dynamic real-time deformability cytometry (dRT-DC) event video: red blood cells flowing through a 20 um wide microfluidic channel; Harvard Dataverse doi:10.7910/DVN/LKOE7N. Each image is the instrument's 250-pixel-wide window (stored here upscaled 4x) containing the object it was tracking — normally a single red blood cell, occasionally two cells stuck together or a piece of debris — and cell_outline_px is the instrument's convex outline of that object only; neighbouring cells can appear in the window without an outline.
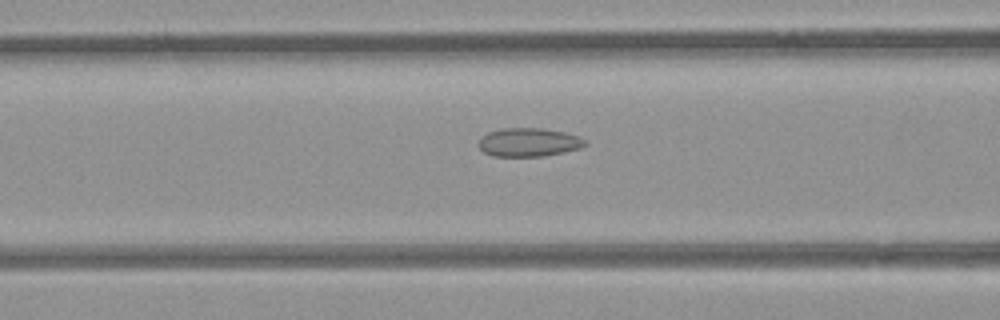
{"species": "common noctule bat (a hibernating species)", "species_latin": "Nyctalus noctula", "temperature_condition": "room temperature", "stored_images_in_passage": 33, "camera_frame_rate_fps": 3000, "um_per_image_px": 0.085, "animal": {"sex": "female", "body_mass_g": 21.9}, "frame": {"image": 1, "passage_image": 8, "time_ms": 2.333, "image_size_px": [1000, 320], "cell_outline_px": [[588, 144], [580, 148], [564, 152], [544, 156], [492, 156], [484, 152], [476, 144], [480, 136], [488, 132], [500, 128], [540, 128], [564, 132], [580, 136]], "centroid_in_image_um": [44.9, 12.09], "position_along_channel_um": 121.7, "area_um2": 17.92}}
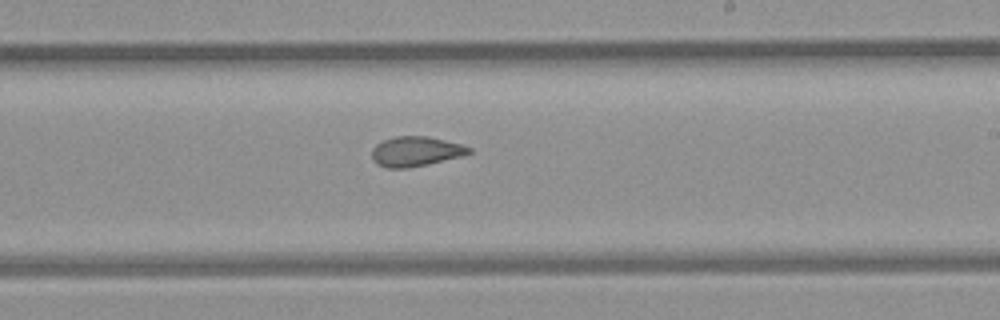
{"frame": {"image": 2, "passage_image": 18, "time_ms": 5.667, "image_size_px": [1000, 320], "cell_outline_px": [[472, 152], [460, 156], [428, 164], [408, 168], [388, 168], [376, 164], [372, 160], [372, 148], [376, 144], [384, 140], [396, 136], [428, 136], [460, 144], [472, 148]], "centroid_in_image_um": [35.3, 12.87], "position_along_channel_um": 253.7, "area_um2": 16.82}}
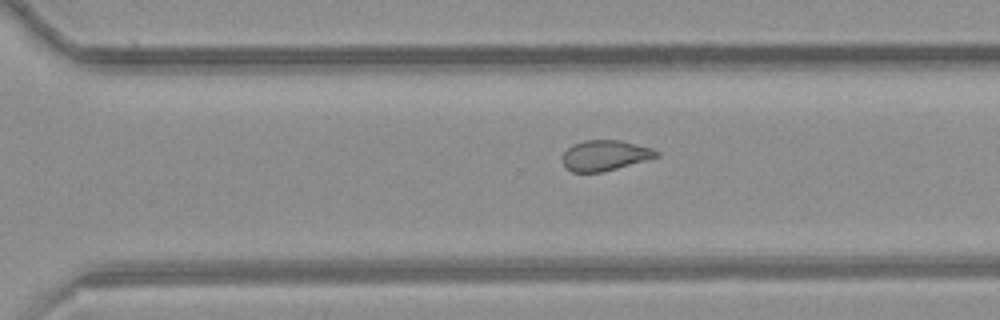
{"frame": {"image": 3, "passage_image": 23, "time_ms": 7.333, "image_size_px": [1000, 320], "cell_outline_px": [[660, 156], [604, 172], [572, 172], [564, 164], [560, 156], [572, 144], [584, 140], [620, 140], [652, 148], [660, 152]], "centroid_in_image_um": [51.42, 13.21], "position_along_channel_um": 319.2, "area_um2": 16.76}, "authors_computed_cell_mechanics": {"area_um2": 17.3978, "velocity_mm_per_s": 3.9586, "shape_relaxation_time_tau1_ms": null, "shape_relaxation_time_tau2_ms": 2.1309, "deformation_change_tau1": null, "deformation_change_tau2": 0.0776}}